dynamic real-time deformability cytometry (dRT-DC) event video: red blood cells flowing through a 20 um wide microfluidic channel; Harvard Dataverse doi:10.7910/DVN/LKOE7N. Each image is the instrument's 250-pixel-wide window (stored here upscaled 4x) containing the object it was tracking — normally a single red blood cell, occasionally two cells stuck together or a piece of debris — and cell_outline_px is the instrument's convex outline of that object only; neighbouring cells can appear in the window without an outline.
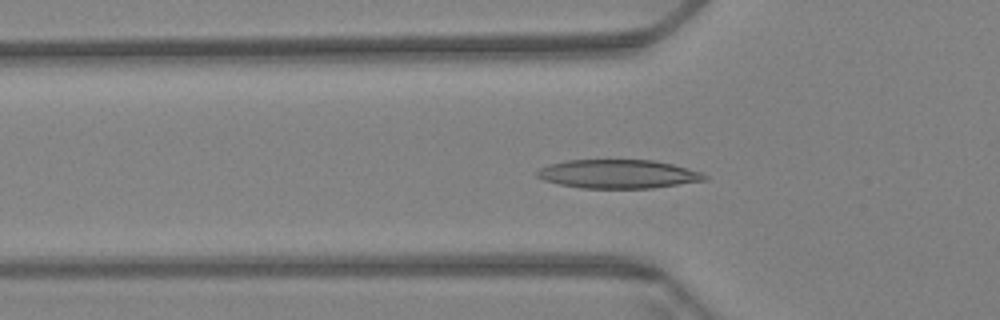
{"species": "Egyptian fruit bat (a non-hibernating species)", "species_latin": "Rousettus aegyptiacus", "temperature_condition": "warm", "stored_images_in_passage": 57, "camera_frame_rate_fps": 3000, "um_per_image_px": 0.085, "animal": {"sex": "female"}, "frame": {"image": 1, "passage_image": 16, "time_ms": 5.0, "image_size_px": [1000, 320], "cell_outline_px": [[708, 180], [652, 188], [580, 188], [560, 184], [544, 180], [536, 176], [536, 172], [540, 168], [548, 164], [568, 160], [652, 160], [672, 164], [688, 168], [700, 172], [708, 176]], "centroid_in_image_um": [52.54, 14.79], "position_along_channel_um": 73.3, "area_um2": 28.03}}
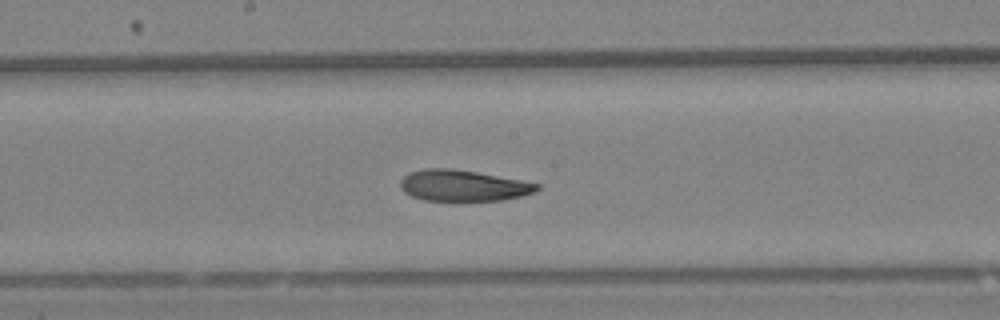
{"frame": {"image": 2, "passage_image": 28, "time_ms": 9.0, "image_size_px": [1000, 320], "cell_outline_px": [[540, 188], [532, 192], [520, 196], [500, 200], [460, 204], [452, 204], [424, 200], [412, 196], [404, 192], [400, 188], [400, 180], [404, 176], [412, 172], [424, 168], [452, 168], [476, 172], [520, 180], [540, 184]], "centroid_in_image_um": [39.31, 15.83], "position_along_channel_um": 208.9, "area_um2": 25.66}}
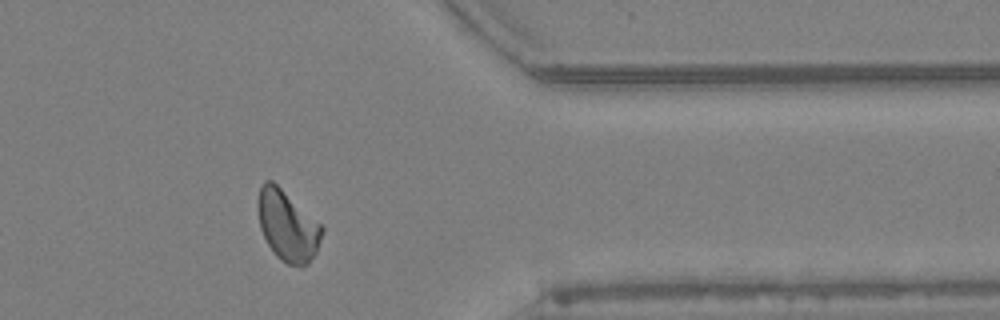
{"frame": {"image": 3, "passage_image": 45, "time_ms": 14.667, "image_size_px": [1000, 320], "cell_outline_px": [[324, 232], [316, 252], [308, 264], [300, 268], [288, 264], [280, 260], [276, 256], [268, 244], [260, 228], [256, 208], [256, 200], [260, 188], [264, 180], [272, 180], [320, 224], [324, 228]], "centroid_in_image_um": [24.41, 19.21], "position_along_channel_um": 387.0, "area_um2": 26.41}, "authors_computed_cell_mechanics": {"area_um2": 26.01, "velocity_mm_per_s": 3.3988, "shape_relaxation_time_tau1_ms": 8.7762, "shape_relaxation_time_tau2_ms": 4.7272, "deformation_change_tau1": 0.199, "deformation_change_tau2": 0.1163}}